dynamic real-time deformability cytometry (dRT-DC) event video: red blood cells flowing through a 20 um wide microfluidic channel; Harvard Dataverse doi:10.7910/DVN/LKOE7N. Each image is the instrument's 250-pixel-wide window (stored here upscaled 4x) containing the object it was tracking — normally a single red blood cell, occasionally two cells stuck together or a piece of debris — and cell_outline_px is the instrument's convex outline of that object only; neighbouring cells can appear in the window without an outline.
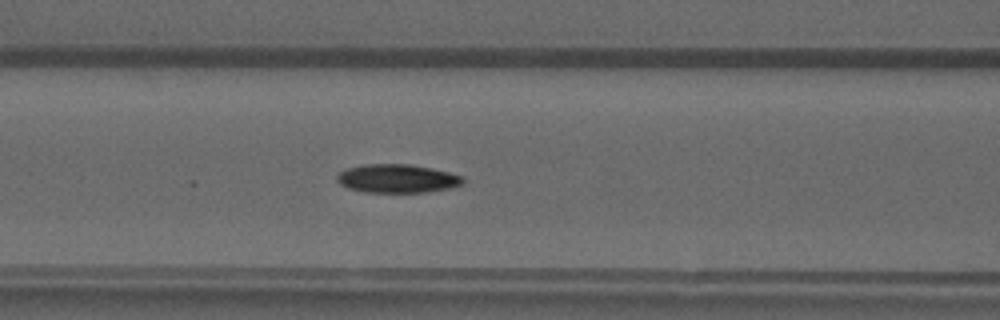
{"species": "common noctule bat (a hibernating species)", "species_latin": "Nyctalus noctula", "temperature_condition": "warm", "stored_images_in_passage": 46, "camera_frame_rate_fps": 3000, "um_per_image_px": 0.085, "animal": {"sex": "male", "forearm_length_mm": 52.5}, "frame": {"image": 1, "passage_image": 16, "time_ms": 5.0, "image_size_px": [1000, 320], "cell_outline_px": [[464, 180], [460, 184], [448, 188], [428, 192], [364, 192], [348, 188], [340, 184], [336, 180], [336, 176], [340, 172], [348, 168], [364, 164], [412, 164], [432, 168], [464, 176]], "centroid_in_image_um": [33.75, 15.17], "position_along_channel_um": 132.9, "area_um2": 20.92}}
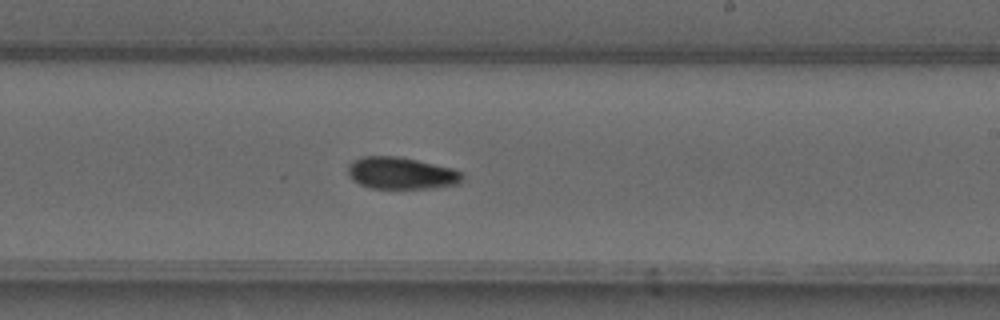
{"frame": {"image": 2, "passage_image": 25, "time_ms": 8.0, "image_size_px": [1000, 320], "cell_outline_px": [[464, 180], [460, 184], [432, 188], [372, 188], [360, 184], [352, 180], [348, 172], [348, 164], [352, 160], [364, 156], [396, 156], [416, 160], [452, 168], [460, 172], [464, 176]], "centroid_in_image_um": [34.11, 14.72], "position_along_channel_um": 254.9, "area_um2": 21.33}}
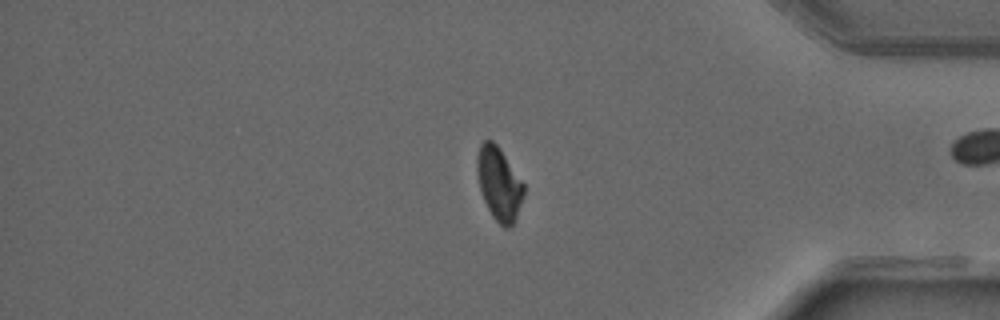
{"frame": {"image": 3, "passage_image": 37, "time_ms": 12.0, "image_size_px": [1000, 320], "cell_outline_px": [[524, 196], [516, 216], [512, 224], [508, 228], [504, 228], [492, 216], [484, 200], [480, 188], [476, 172], [476, 156], [480, 144], [484, 140], [492, 140], [500, 148], [524, 184]], "centroid_in_image_um": [42.4, 15.59], "position_along_channel_um": 392.8, "area_um2": 19.83}, "authors_computed_cell_mechanics": {"area_um2": 20.6635, "velocity_mm_per_s": 4.0853, "shape_relaxation_time_tau1_ms": 4.762, "shape_relaxation_time_tau2_ms": null, "deformation_change_tau1": 0.1302, "deformation_change_tau2": null}}